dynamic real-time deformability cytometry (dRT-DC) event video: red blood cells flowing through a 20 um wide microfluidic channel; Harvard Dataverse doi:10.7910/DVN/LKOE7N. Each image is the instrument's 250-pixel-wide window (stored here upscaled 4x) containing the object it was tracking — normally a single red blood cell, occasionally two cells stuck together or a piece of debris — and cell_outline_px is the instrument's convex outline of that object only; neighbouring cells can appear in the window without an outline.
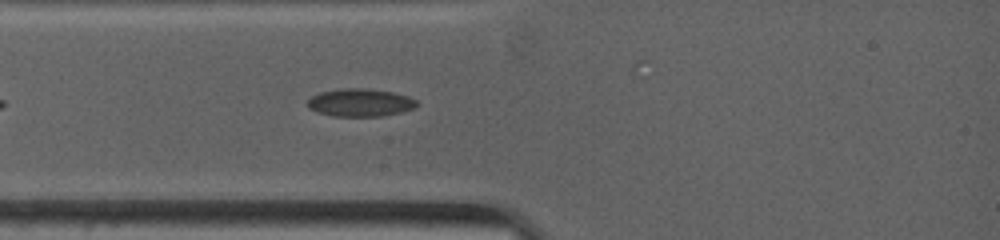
{"species": "common noctule bat (a hibernating species)", "species_latin": "Nyctalus noctula", "temperature_condition": "warm", "stored_images_in_passage": 17, "camera_frame_rate_fps": 4500, "um_per_image_px": 0.085, "animal": {"sex": "female", "body_mass_g": 19.0, "forearm_length_mm": 53.3}, "frame": {"image": 1, "passage_image": 5, "time_ms": 1.556, "image_size_px": [1000, 240], "cell_outline_px": [[416, 108], [400, 112], [380, 116], [332, 116], [316, 112], [308, 108], [308, 100], [312, 96], [320, 92], [340, 88], [364, 88], [392, 92], [408, 96], [416, 100]], "centroid_in_image_um": [30.59, 8.72], "position_along_channel_um": 54.4, "area_um2": 17.69}}
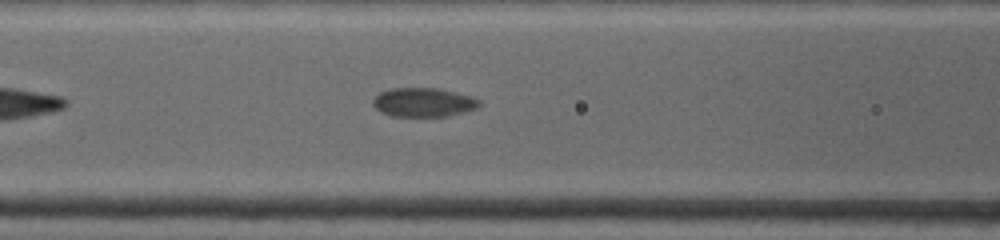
{"frame": {"image": 2, "passage_image": 10, "time_ms": 3.556, "image_size_px": [1000, 240], "cell_outline_px": [[480, 104], [476, 108], [464, 112], [448, 116], [392, 116], [380, 112], [372, 104], [372, 100], [380, 92], [388, 88], [436, 88], [472, 96], [480, 100]], "centroid_in_image_um": [35.97, 8.69], "position_along_channel_um": 130.6, "area_um2": 17.98}}
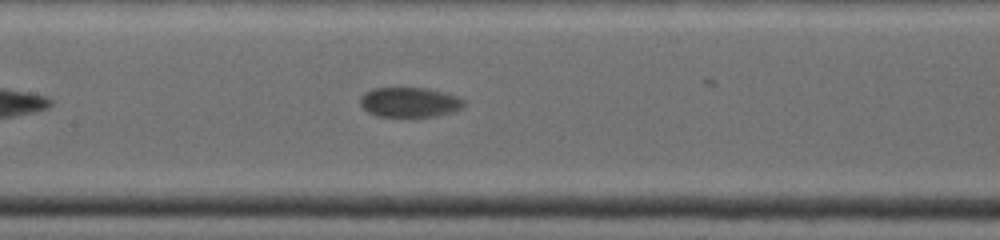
{"frame": {"image": 3, "passage_image": 13, "time_ms": 4.667, "image_size_px": [1000, 240], "cell_outline_px": [[464, 108], [452, 112], [436, 116], [376, 116], [368, 112], [360, 104], [360, 96], [364, 92], [372, 88], [428, 88], [460, 96], [464, 100]], "centroid_in_image_um": [34.83, 8.68], "position_along_channel_um": 172.6, "area_um2": 18.21}}